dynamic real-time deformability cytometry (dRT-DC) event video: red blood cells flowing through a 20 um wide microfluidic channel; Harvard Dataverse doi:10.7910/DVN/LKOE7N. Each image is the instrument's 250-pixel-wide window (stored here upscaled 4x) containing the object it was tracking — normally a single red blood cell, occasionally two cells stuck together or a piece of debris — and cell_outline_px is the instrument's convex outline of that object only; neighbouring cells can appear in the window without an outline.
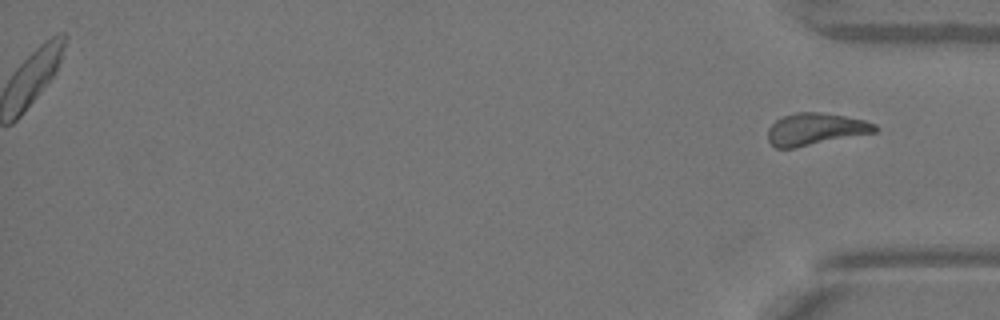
{"species": "Egyptian fruit bat (a non-hibernating species)", "species_latin": "Rousettus aegyptiacus", "temperature_condition": "warm", "stored_images_in_passage": 39, "segment_of_instrument_passage": [2, 2], "camera_frame_rate_fps": 3000, "um_per_image_px": 0.085, "animal": {"sex": "female"}, "frame": {"image": 1, "passage_image": 39, "time_ms": 12.667, "image_size_px": [1000, 320], "cell_outline_px": [[880, 128], [876, 132], [796, 148], [776, 148], [768, 140], [768, 128], [776, 120], [784, 116], [796, 112], [820, 112], [844, 116], [864, 120], [876, 124]], "centroid_in_image_um": [69.33, 10.98], "position_along_channel_um": 365.9, "area_um2": 20.06}}